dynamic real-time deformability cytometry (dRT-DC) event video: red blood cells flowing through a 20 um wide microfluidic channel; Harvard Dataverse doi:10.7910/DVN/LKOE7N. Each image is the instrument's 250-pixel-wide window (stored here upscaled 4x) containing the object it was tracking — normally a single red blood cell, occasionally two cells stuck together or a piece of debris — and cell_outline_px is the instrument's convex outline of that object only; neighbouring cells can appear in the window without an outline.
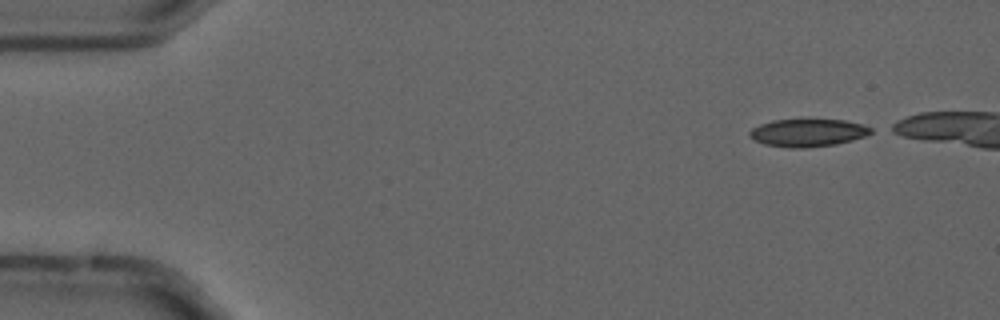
{"species": "common noctule bat (a hibernating species)", "species_latin": "Nyctalus noctula", "temperature_condition": "cold", "stored_images_in_passage": 5, "camera_frame_rate_fps": 3000, "um_per_image_px": 0.085, "animal": {"sex": "male", "forearm_length_mm": 52.5}, "frame": {"image": 1, "passage_image": 1, "time_ms": 0.0, "image_size_px": [1000, 320], "cell_outline_px": [[872, 132], [864, 136], [852, 140], [836, 144], [808, 148], [788, 148], [764, 144], [752, 140], [748, 136], [748, 132], [752, 128], [760, 124], [772, 120], [844, 120], [864, 124], [872, 128]], "centroid_in_image_um": [68.63, 11.29], "position_along_channel_um": 16.4, "area_um2": 19.71}}